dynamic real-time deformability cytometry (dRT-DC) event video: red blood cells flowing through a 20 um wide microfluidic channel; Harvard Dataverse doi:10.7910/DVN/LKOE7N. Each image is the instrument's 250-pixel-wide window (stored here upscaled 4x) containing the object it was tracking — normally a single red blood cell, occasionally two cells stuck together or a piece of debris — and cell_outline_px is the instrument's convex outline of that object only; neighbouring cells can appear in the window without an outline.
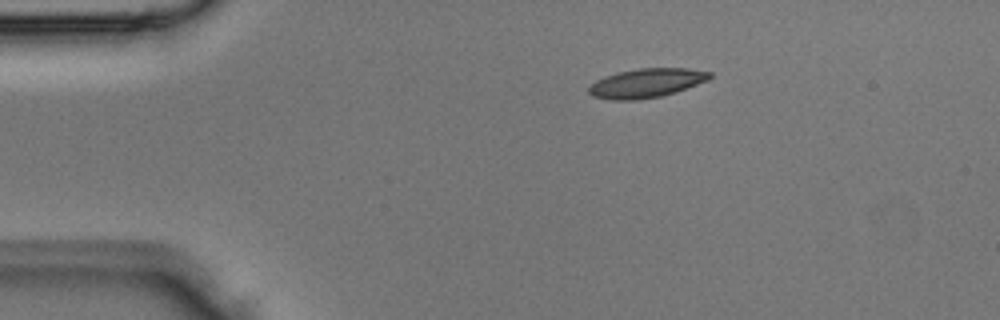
{"species": "Egyptian fruit bat (a non-hibernating species)", "species_latin": "Rousettus aegyptiacus", "temperature_condition": "room temperature", "stored_images_in_passage": 2, "camera_frame_rate_fps": 3000, "um_per_image_px": 0.085, "animal": {"sex": "male"}, "frame": {"image": 1, "passage_image": 1, "time_ms": 0.0, "image_size_px": [1000, 320], "cell_outline_px": [[712, 76], [708, 80], [676, 92], [660, 96], [632, 100], [612, 100], [592, 96], [588, 92], [588, 88], [596, 80], [604, 76], [616, 72], [640, 68], [688, 68], [712, 72]], "centroid_in_image_um": [54.94, 7.05], "position_along_channel_um": 30.1, "area_um2": 20.52}}
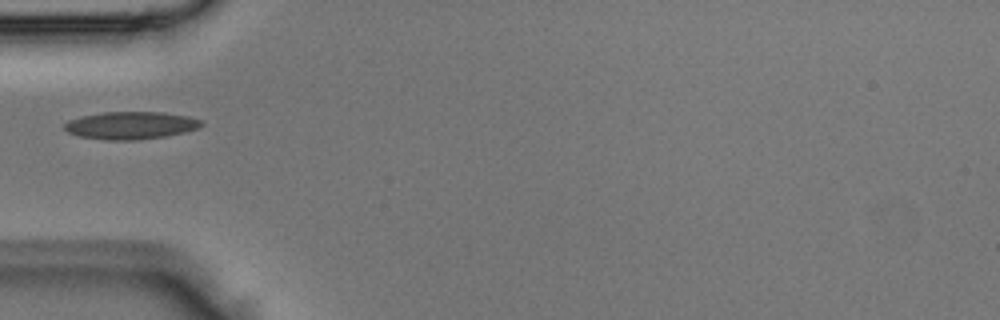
{"frame": {"image": 2, "passage_image": 2, "time_ms": 0.333, "image_size_px": [1000, 320], "cell_outline_px": [[204, 124], [200, 128], [184, 132], [164, 136], [140, 140], [104, 140], [80, 136], [68, 132], [64, 128], [64, 124], [68, 120], [80, 116], [104, 112], [160, 112], [188, 116], [204, 120]], "centroid_in_image_um": [11.14, 10.66], "position_along_channel_um": 73.9, "area_um2": 22.14}}